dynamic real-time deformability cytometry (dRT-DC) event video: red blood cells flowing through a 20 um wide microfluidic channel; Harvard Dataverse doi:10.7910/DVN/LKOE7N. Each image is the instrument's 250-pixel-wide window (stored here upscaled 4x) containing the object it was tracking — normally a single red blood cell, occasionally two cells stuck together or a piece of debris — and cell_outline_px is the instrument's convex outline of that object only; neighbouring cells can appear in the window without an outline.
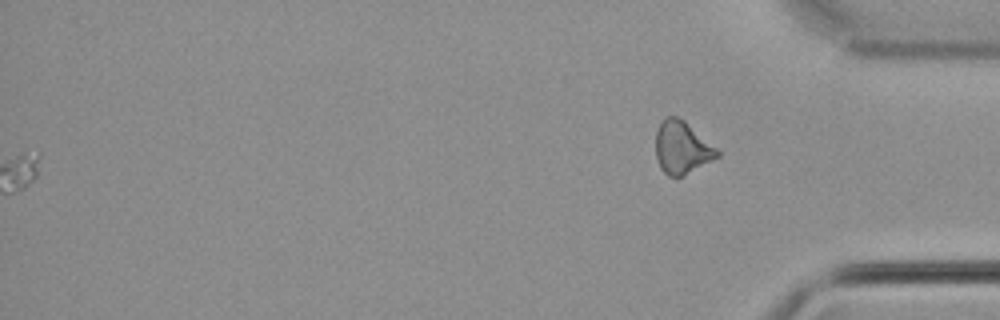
{"species": "common noctule bat (a hibernating species)", "species_latin": "Nyctalus noctula", "temperature_condition": "cold", "stored_images_in_passage": 48, "camera_frame_rate_fps": 3000, "um_per_image_px": 0.085, "animal": {"sex": "male", "body_mass_g": 21.5, "forearm_length_mm": 52.0}, "frame": {"image": 1, "passage_image": 48, "time_ms": 15.667, "image_size_px": [1000, 320], "cell_outline_px": [[720, 156], [680, 176], [668, 176], [660, 168], [656, 156], [656, 132], [664, 116], [676, 116], [684, 120], [716, 148], [720, 152]], "centroid_in_image_um": [57.94, 12.52], "position_along_channel_um": 377.3, "area_um2": 18.5}}